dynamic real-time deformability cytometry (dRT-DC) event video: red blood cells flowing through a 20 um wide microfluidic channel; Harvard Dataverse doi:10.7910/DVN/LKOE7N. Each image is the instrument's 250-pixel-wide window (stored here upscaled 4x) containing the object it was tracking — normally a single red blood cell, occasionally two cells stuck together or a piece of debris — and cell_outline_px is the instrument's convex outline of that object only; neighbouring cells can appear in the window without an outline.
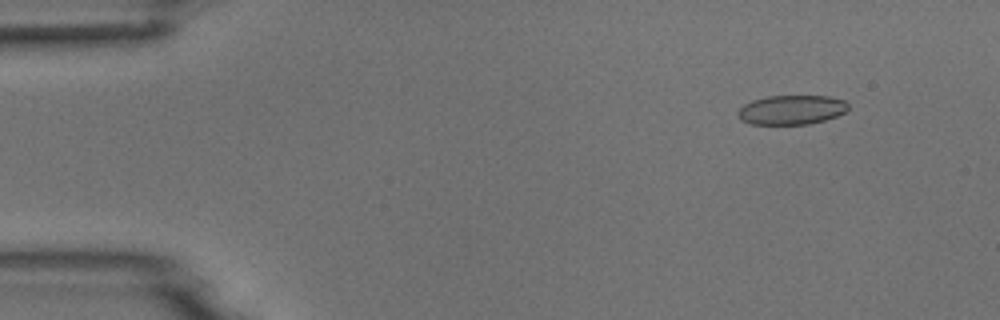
{"species": "common noctule bat (a hibernating species)", "species_latin": "Nyctalus noctula", "temperature_condition": "room temperature", "stored_images_in_passage": 14, "camera_frame_rate_fps": 3000, "um_per_image_px": 0.085, "animal": {"sex": "male", "body_mass_g": 18.8}, "frame": {"image": 1, "passage_image": 4, "time_ms": 1.0, "image_size_px": [1000, 320], "cell_outline_px": [[848, 108], [844, 112], [836, 116], [824, 120], [808, 124], [752, 124], [740, 120], [736, 112], [744, 104], [752, 100], [768, 96], [828, 96], [844, 100], [848, 104]], "centroid_in_image_um": [67.25, 9.33], "position_along_channel_um": 17.8, "area_um2": 18.84}}
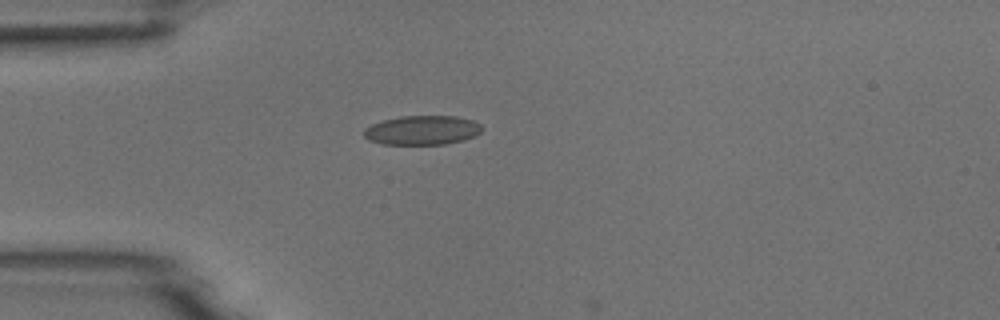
{"frame": {"image": 2, "passage_image": 13, "time_ms": 4.0, "image_size_px": [1000, 320], "cell_outline_px": [[484, 128], [476, 136], [464, 140], [444, 144], [384, 144], [368, 140], [364, 136], [364, 128], [372, 124], [384, 120], [400, 116], [456, 116], [472, 120], [480, 124]], "centroid_in_image_um": [35.91, 11.06], "position_along_channel_um": 49.1, "area_um2": 20.17}}